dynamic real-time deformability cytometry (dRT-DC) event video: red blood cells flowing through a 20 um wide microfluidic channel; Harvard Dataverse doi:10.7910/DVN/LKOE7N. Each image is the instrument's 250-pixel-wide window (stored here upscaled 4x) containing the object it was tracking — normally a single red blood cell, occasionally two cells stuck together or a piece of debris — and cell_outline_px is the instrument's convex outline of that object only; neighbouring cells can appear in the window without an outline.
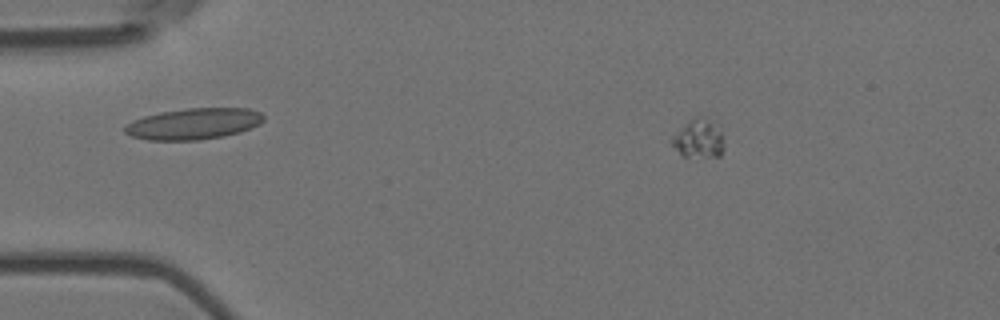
{"species": "Egyptian fruit bat (a non-hibernating species)", "species_latin": "Rousettus aegyptiacus", "temperature_condition": "room temperature", "stored_images_in_passage": 6, "camera_frame_rate_fps": 3000, "um_per_image_px": 0.085, "animal": {"sex": "female"}, "frame": {"image": 1, "passage_image": 2, "time_ms": 0.333, "image_size_px": [1000, 320], "cell_outline_px": [[724, 148], [720, 156], [684, 156], [672, 144], [672, 136], [696, 116], [704, 116], [716, 120], [724, 140]], "centroid_in_image_um": [59.47, 11.75], "position_along_channel_um": 25.5, "area_um2": 11.68}}
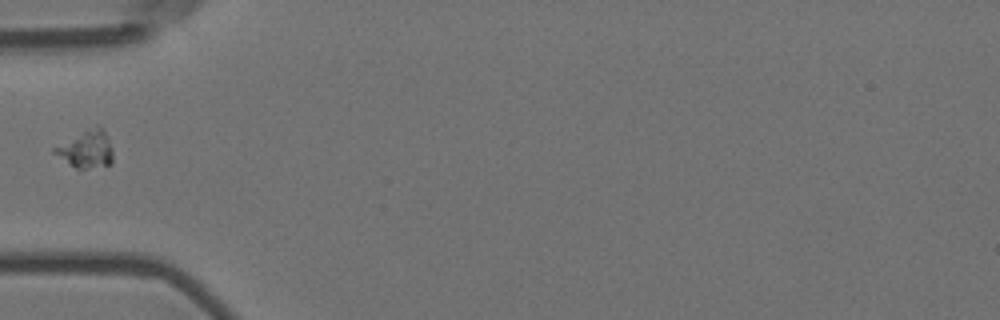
{"frame": {"image": 2, "passage_image": 5, "time_ms": 1.333, "image_size_px": [1000, 320], "cell_outline_px": [[112, 164], [88, 168], [76, 168], [52, 152], [52, 148], [88, 128], [96, 124], [100, 124], [112, 148]], "centroid_in_image_um": [7.34, 12.66], "position_along_channel_um": 77.7, "area_um2": 12.54}}
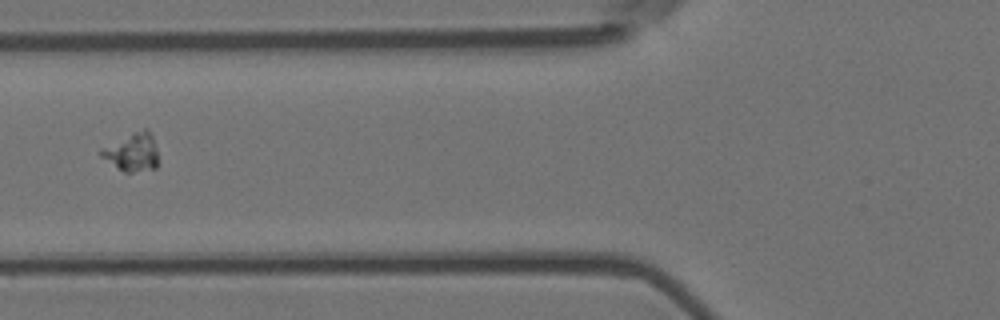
{"frame": {"image": 3, "passage_image": 6, "time_ms": 1.667, "image_size_px": [1000, 320], "cell_outline_px": [[156, 168], [132, 172], [124, 172], [100, 156], [100, 148], [132, 132], [144, 128], [148, 128], [152, 136], [156, 152]], "centroid_in_image_um": [11.2, 12.91], "position_along_channel_um": 114.6, "area_um2": 12.54}}